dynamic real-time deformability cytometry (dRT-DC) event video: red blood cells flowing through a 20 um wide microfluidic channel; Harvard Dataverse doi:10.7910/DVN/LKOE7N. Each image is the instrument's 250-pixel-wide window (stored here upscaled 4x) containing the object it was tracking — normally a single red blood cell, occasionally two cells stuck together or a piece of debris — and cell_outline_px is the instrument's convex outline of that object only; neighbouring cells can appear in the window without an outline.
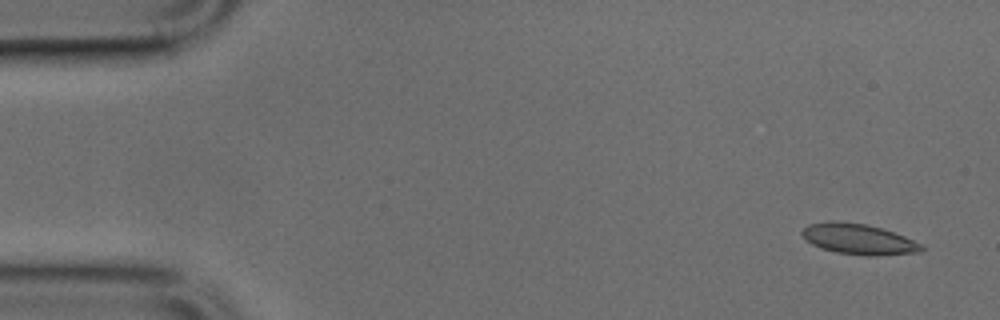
{"species": "common noctule bat (a hibernating species)", "species_latin": "Nyctalus noctula", "temperature_condition": "cold", "stored_images_in_passage": 47, "camera_frame_rate_fps": 3000, "um_per_image_px": 0.085, "animal": {"sex": "male", "body_mass_g": 17.9, "forearm_length_mm": 54.2}, "frame": {"image": 1, "passage_image": 1, "time_ms": 0.0, "image_size_px": [1000, 320], "cell_outline_px": [[924, 248], [920, 252], [872, 256], [864, 256], [836, 252], [820, 248], [804, 240], [800, 232], [808, 224], [828, 220], [836, 220], [864, 224], [880, 228], [904, 236], [924, 244]], "centroid_in_image_um": [72.94, 20.32], "position_along_channel_um": 12.1, "area_um2": 21.5}}
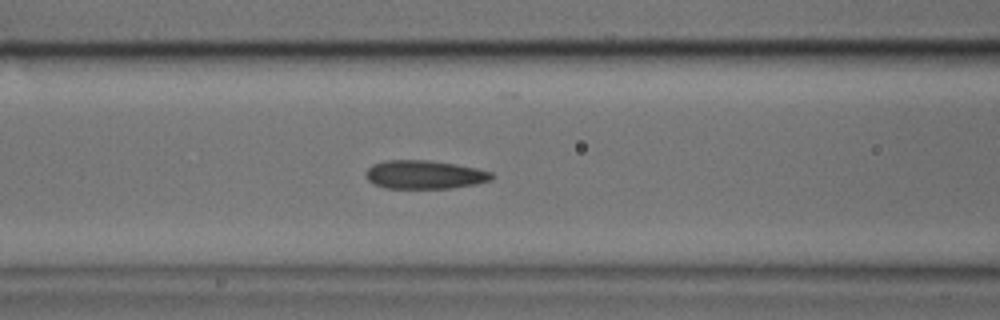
{"frame": {"image": 2, "passage_image": 18, "time_ms": 5.667, "image_size_px": [1000, 320], "cell_outline_px": [[496, 176], [492, 180], [476, 184], [452, 188], [388, 188], [376, 184], [368, 180], [368, 168], [372, 164], [384, 160], [428, 160], [456, 164], [476, 168], [492, 172]], "centroid_in_image_um": [36.15, 14.84], "position_along_channel_um": 130.4, "area_um2": 20.87}}
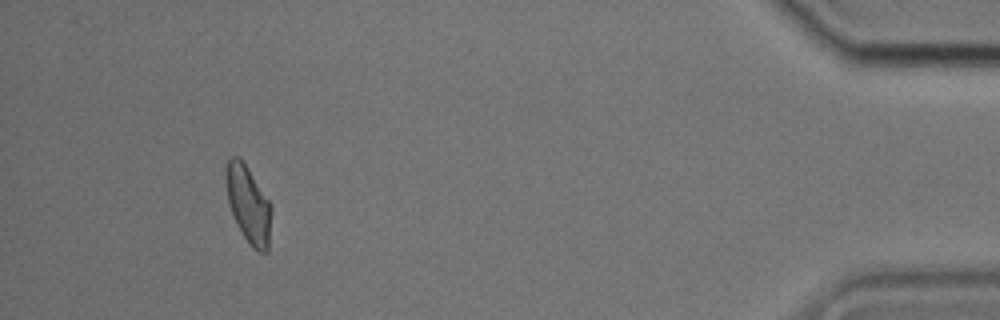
{"frame": {"image": 3, "passage_image": 44, "time_ms": 14.333, "image_size_px": [1000, 320], "cell_outline_px": [[272, 212], [268, 252], [260, 252], [252, 248], [248, 244], [232, 212], [228, 200], [228, 160], [232, 156], [240, 156], [272, 204]], "centroid_in_image_um": [21.19, 17.42], "position_along_channel_um": 414.0, "area_um2": 19.94}}